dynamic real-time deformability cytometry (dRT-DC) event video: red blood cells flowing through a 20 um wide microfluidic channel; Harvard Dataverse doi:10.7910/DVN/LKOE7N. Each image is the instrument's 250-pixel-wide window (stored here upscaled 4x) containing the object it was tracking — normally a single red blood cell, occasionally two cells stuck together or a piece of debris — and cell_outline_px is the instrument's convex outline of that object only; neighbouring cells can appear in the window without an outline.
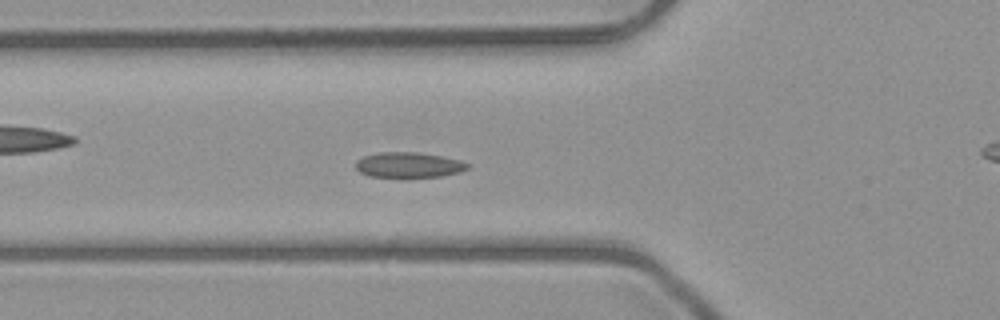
{"species": "common noctule bat (a hibernating species)", "species_latin": "Nyctalus noctula", "temperature_condition": "room temperature", "stored_images_in_passage": 42, "camera_frame_rate_fps": 3000, "um_per_image_px": 0.085, "animal": {"sex": "male", "body_mass_g": 23.1, "forearm_length_mm": 52.7}, "frame": {"image": 1, "passage_image": 8, "time_ms": 2.333, "image_size_px": [1000, 320], "cell_outline_px": [[472, 164], [468, 168], [460, 172], [440, 176], [408, 180], [400, 180], [368, 176], [360, 172], [356, 168], [356, 160], [364, 156], [380, 152], [416, 152], [440, 156], [460, 160]], "centroid_in_image_um": [34.72, 14.07], "position_along_channel_um": 91.1, "area_um2": 17.4}}
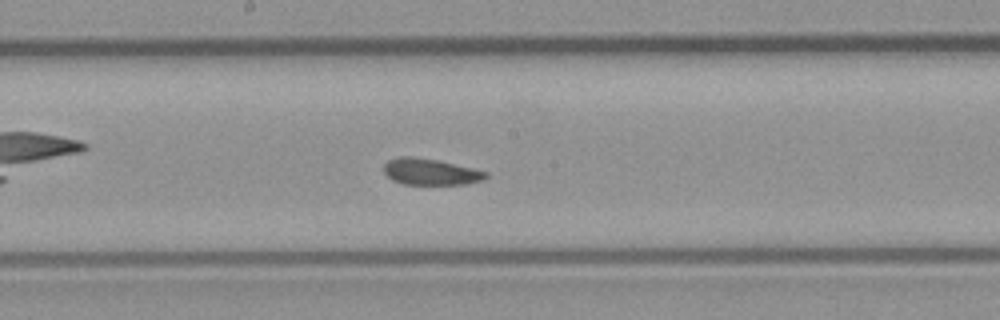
{"frame": {"image": 2, "passage_image": 17, "time_ms": 5.333, "image_size_px": [1000, 320], "cell_outline_px": [[488, 176], [484, 180], [468, 184], [404, 184], [392, 180], [384, 172], [384, 164], [388, 160], [400, 156], [412, 156], [436, 160], [472, 168], [488, 172]], "centroid_in_image_um": [36.59, 14.6], "position_along_channel_um": 211.6, "area_um2": 15.61}}
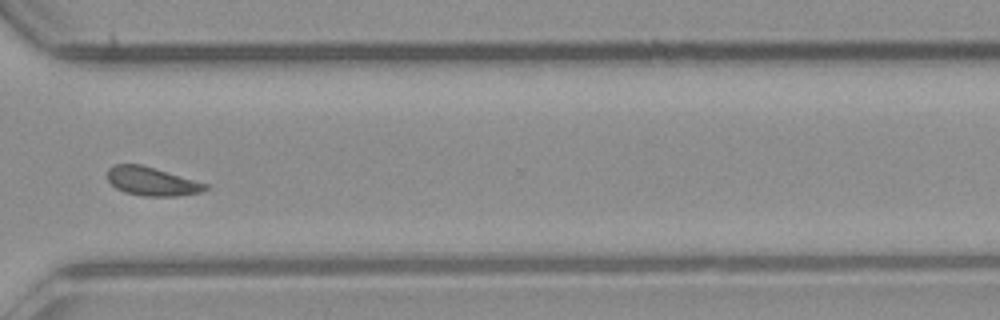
{"frame": {"image": 3, "passage_image": 28, "time_ms": 9.0, "image_size_px": [1000, 320], "cell_outline_px": [[208, 188], [200, 192], [176, 196], [144, 196], [124, 192], [116, 188], [108, 180], [108, 168], [112, 164], [140, 164], [208, 184]], "centroid_in_image_um": [12.87, 15.41], "position_along_channel_um": 357.7, "area_um2": 16.13}, "authors_computed_cell_mechanics": {"area_um2": 16.0973, "velocity_mm_per_s": 3.9891, "shape_relaxation_time_tau1_ms": null, "shape_relaxation_time_tau2_ms": 5.5008, "deformation_change_tau1": null, "deformation_change_tau2": 0.0836}}